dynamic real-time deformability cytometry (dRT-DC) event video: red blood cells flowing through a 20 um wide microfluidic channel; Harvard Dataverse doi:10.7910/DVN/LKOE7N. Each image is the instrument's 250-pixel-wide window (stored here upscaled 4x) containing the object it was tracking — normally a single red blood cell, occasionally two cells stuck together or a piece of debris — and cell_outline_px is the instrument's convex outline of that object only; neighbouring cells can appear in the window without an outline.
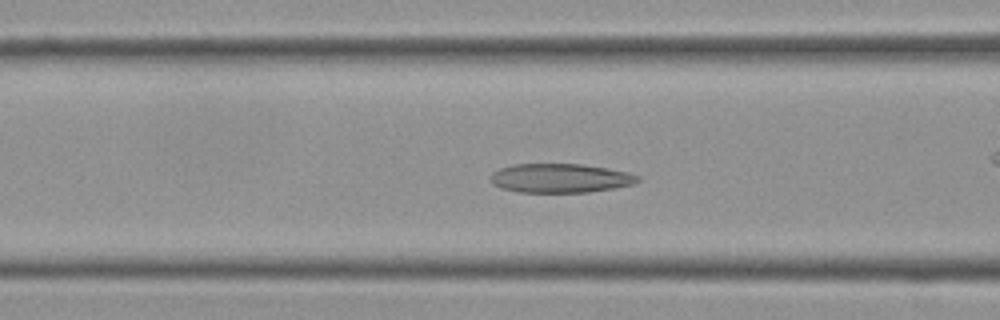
{"species": "Egyptian fruit bat (a non-hibernating species)", "species_latin": "Rousettus aegyptiacus", "temperature_condition": "cold", "stored_images_in_passage": 44, "camera_frame_rate_fps": 3000, "um_per_image_px": 0.085, "frame": {"image": 1, "passage_image": 9, "time_ms": 2.667, "image_size_px": [1000, 320], "cell_outline_px": [[640, 180], [632, 184], [612, 188], [588, 192], [520, 192], [504, 188], [496, 184], [492, 180], [492, 172], [500, 168], [512, 164], [580, 164], [628, 172], [640, 176]], "centroid_in_image_um": [47.64, 15.13], "position_along_channel_um": 119.0, "area_um2": 24.51}}
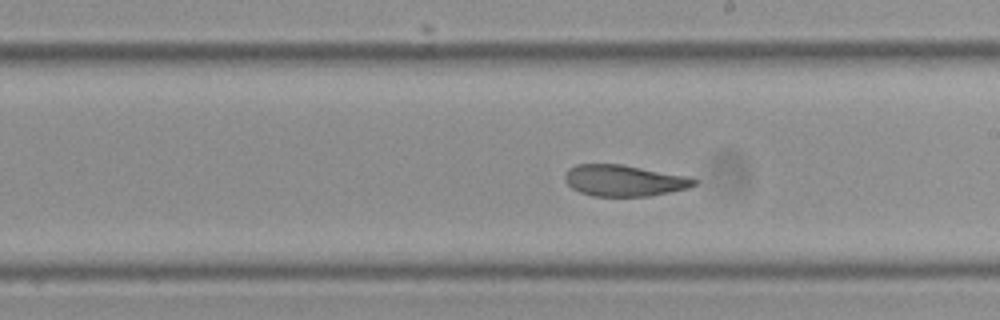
{"frame": {"image": 2, "passage_image": 19, "time_ms": 6.0, "image_size_px": [1000, 320], "cell_outline_px": [[696, 184], [688, 188], [648, 196], [592, 196], [580, 192], [572, 188], [564, 180], [564, 176], [568, 168], [576, 164], [624, 164], [688, 176], [696, 180]], "centroid_in_image_um": [53.02, 15.33], "position_along_channel_um": 236.0, "area_um2": 23.64}}
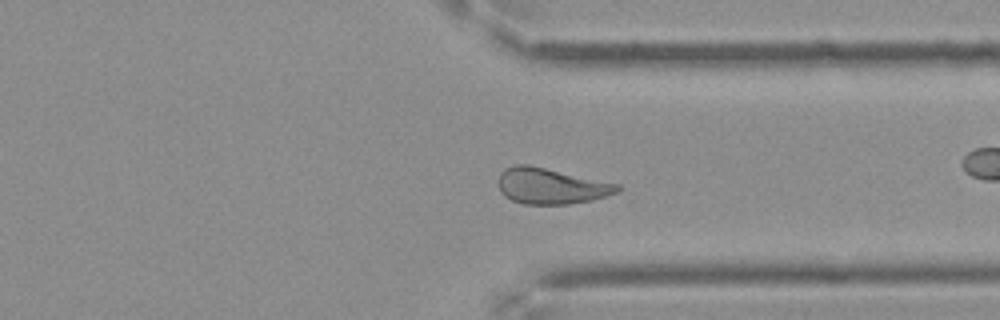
{"frame": {"image": 3, "passage_image": 30, "time_ms": 9.667, "image_size_px": [1000, 320], "cell_outline_px": [[620, 188], [616, 192], [592, 200], [568, 204], [524, 204], [512, 200], [504, 196], [500, 192], [500, 172], [504, 168], [516, 164], [528, 164], [620, 184]], "centroid_in_image_um": [46.81, 15.8], "position_along_channel_um": 364.6, "area_um2": 24.74}, "authors_computed_cell_mechanics": {"area_um2": 24.6806, "velocity_mm_per_s": 3.501, "shape_relaxation_time_tau1_ms": null, "shape_relaxation_time_tau2_ms": 2.2606, "deformation_change_tau1": null, "deformation_change_tau2": 0.0834}}